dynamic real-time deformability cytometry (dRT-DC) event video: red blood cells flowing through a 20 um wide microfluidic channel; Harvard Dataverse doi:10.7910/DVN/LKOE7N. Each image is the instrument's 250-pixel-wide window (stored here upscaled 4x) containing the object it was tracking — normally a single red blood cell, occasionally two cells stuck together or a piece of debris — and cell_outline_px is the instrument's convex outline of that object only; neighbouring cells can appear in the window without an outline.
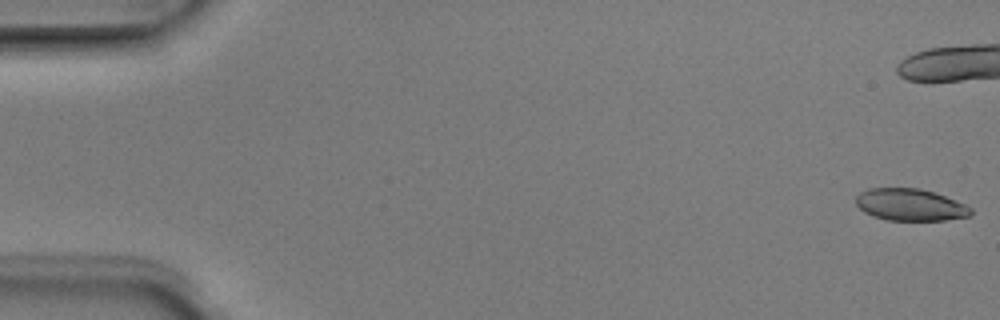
{"species": "Egyptian fruit bat (a non-hibernating species)", "species_latin": "Rousettus aegyptiacus", "temperature_condition": "room temperature", "stored_images_in_passage": 7, "camera_frame_rate_fps": 3000, "um_per_image_px": 0.085, "animal": {"sex": "male"}, "frame": {"image": 1, "passage_image": 1, "time_ms": 0.0, "image_size_px": [1000, 320], "cell_outline_px": [[972, 216], [944, 220], [888, 220], [872, 216], [864, 212], [856, 204], [856, 196], [860, 192], [868, 188], [920, 188], [944, 196], [964, 204], [972, 208]], "centroid_in_image_um": [77.35, 17.41], "position_along_channel_um": 7.6, "area_um2": 21.39}}